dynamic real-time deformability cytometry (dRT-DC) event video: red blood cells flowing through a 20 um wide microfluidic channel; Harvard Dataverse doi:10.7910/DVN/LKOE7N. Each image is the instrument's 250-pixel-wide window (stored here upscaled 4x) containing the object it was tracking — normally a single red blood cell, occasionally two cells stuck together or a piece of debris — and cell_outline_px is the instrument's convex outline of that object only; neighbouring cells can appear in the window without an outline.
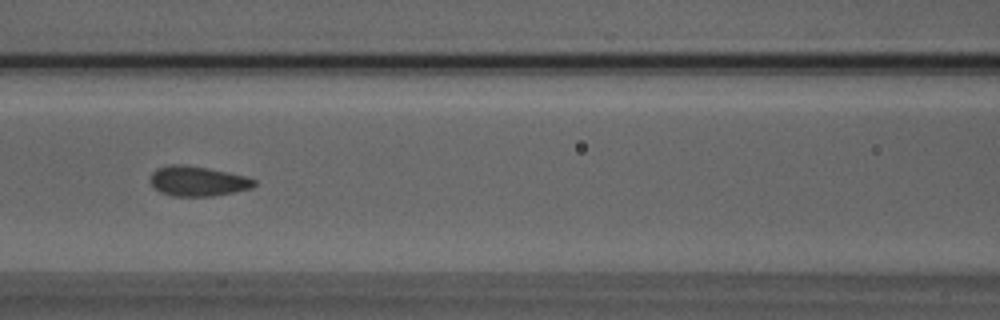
{"species": "Egyptian fruit bat (a non-hibernating species)", "species_latin": "Rousettus aegyptiacus", "temperature_condition": "room temperature", "stored_images_in_passage": 47, "camera_frame_rate_fps": 3000, "um_per_image_px": 0.085, "animal": {"sex": "male"}, "frame": {"image": 1, "passage_image": 18, "time_ms": 5.667, "image_size_px": [1000, 320], "cell_outline_px": [[256, 184], [252, 188], [212, 196], [172, 196], [160, 192], [152, 184], [152, 172], [156, 168], [172, 164], [184, 164], [208, 168], [244, 176], [256, 180]], "centroid_in_image_um": [16.8, 15.39], "position_along_channel_um": 149.8, "area_um2": 17.92}}
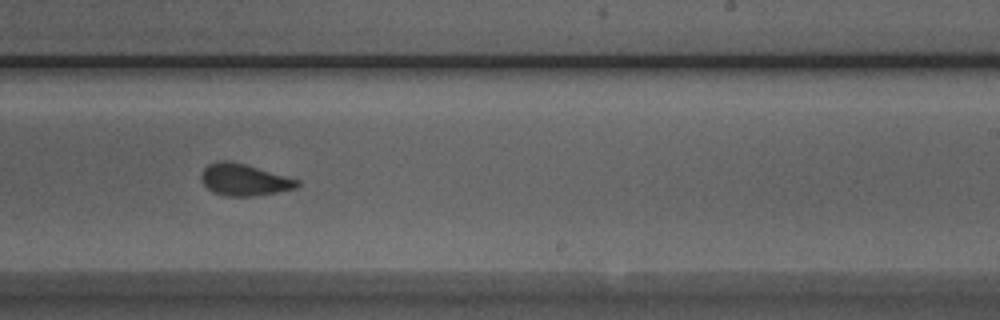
{"frame": {"image": 2, "passage_image": 27, "time_ms": 8.667, "image_size_px": [1000, 320], "cell_outline_px": [[300, 184], [296, 188], [276, 192], [252, 196], [228, 196], [212, 192], [200, 180], [200, 172], [208, 164], [216, 160], [228, 160], [244, 164], [300, 180]], "centroid_in_image_um": [20.7, 15.27], "position_along_channel_um": 268.3, "area_um2": 17.74}}
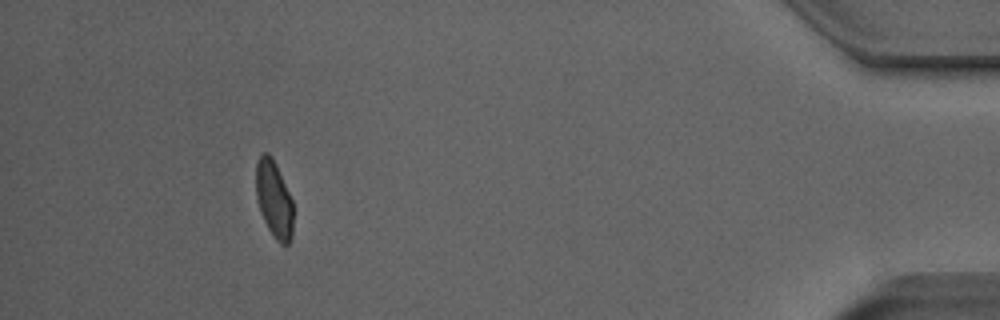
{"frame": {"image": 3, "passage_image": 43, "time_ms": 14.0, "image_size_px": [1000, 320], "cell_outline_px": [[292, 236], [288, 244], [280, 244], [276, 240], [268, 228], [260, 212], [256, 200], [256, 164], [260, 156], [264, 152], [268, 152], [272, 156], [276, 164], [292, 200]], "centroid_in_image_um": [23.27, 16.93], "position_along_channel_um": 411.9, "area_um2": 16.65}, "authors_computed_cell_mechanics": {"area_um2": 18.207, "velocity_mm_per_s": 3.9576, "shape_relaxation_time_tau1_ms": 4.712, "shape_relaxation_time_tau2_ms": 0.9126, "deformation_change_tau1": 0.1095, "deformation_change_tau2": 0.0497}}